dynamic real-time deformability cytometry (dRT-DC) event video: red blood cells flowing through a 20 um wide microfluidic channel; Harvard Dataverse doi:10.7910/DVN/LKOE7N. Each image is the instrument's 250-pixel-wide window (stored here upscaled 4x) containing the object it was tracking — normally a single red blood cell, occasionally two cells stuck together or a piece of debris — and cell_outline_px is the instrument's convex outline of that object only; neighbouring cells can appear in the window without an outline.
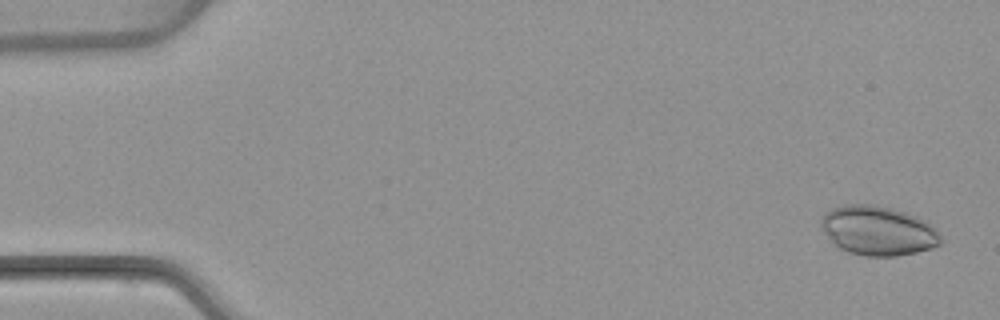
{"species": "common noctule bat (a hibernating species)", "species_latin": "Nyctalus noctula", "temperature_condition": "warm", "stored_images_in_passage": 4, "camera_frame_rate_fps": 3000, "um_per_image_px": 0.085, "animal": {"sex": "female", "body_mass_g": 22.7, "forearm_length_mm": 54.2}, "frame": {"image": 1, "passage_image": 1, "time_ms": 0.0, "image_size_px": [1000, 320], "cell_outline_px": [[944, 240], [940, 244], [932, 248], [916, 252], [896, 256], [864, 256], [848, 252], [832, 244], [820, 228], [820, 220], [824, 212], [832, 208], [844, 204], [876, 204], [892, 208], [916, 216], [924, 220], [936, 228]], "centroid_in_image_um": [74.6, 19.6], "position_along_channel_um": 10.4, "area_um2": 34.97}}